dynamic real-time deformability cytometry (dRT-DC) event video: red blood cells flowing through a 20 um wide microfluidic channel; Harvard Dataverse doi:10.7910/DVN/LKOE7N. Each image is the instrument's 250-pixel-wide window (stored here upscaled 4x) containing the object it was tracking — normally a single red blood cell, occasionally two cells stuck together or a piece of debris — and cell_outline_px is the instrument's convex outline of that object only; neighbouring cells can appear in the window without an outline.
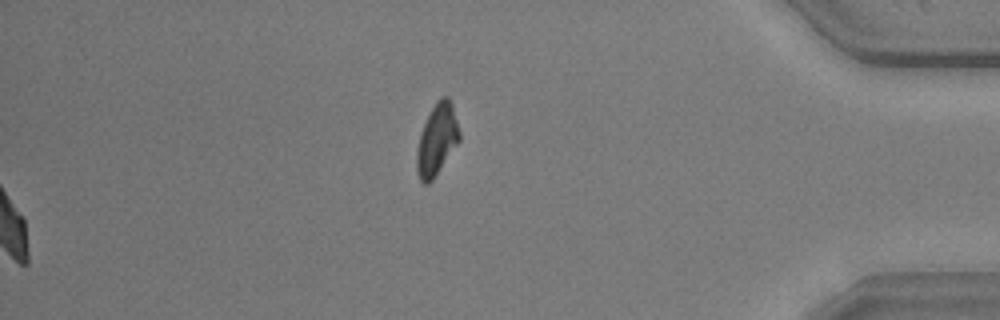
{"species": "common noctule bat (a hibernating species)", "species_latin": "Nyctalus noctula", "temperature_condition": "warm", "stored_images_in_passage": 46, "segment_of_instrument_passage": [2, 2], "camera_frame_rate_fps": 3000, "um_per_image_px": 0.085, "animal": {"sex": "male", "body_mass_g": 20.5, "forearm_length_mm": 52.5}, "frame": {"image": 1, "passage_image": 46, "time_ms": 15.0, "image_size_px": [1000, 320], "cell_outline_px": [[460, 140], [432, 180], [428, 184], [424, 184], [420, 180], [416, 172], [416, 152], [420, 132], [436, 100], [440, 96], [448, 96], [452, 104], [460, 132]], "centroid_in_image_um": [37.12, 11.86], "position_along_channel_um": 398.1, "area_um2": 17.69}}